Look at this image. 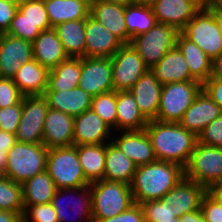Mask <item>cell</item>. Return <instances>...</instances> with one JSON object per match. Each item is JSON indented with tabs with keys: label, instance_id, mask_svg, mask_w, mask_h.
Wrapping results in <instances>:
<instances>
[{
	"label": "cell",
	"instance_id": "1",
	"mask_svg": "<svg viewBox=\"0 0 222 222\" xmlns=\"http://www.w3.org/2000/svg\"><path fill=\"white\" fill-rule=\"evenodd\" d=\"M157 160L187 165L197 137L179 123L150 120L144 128Z\"/></svg>",
	"mask_w": 222,
	"mask_h": 222
},
{
	"label": "cell",
	"instance_id": "2",
	"mask_svg": "<svg viewBox=\"0 0 222 222\" xmlns=\"http://www.w3.org/2000/svg\"><path fill=\"white\" fill-rule=\"evenodd\" d=\"M184 178L179 164L156 160L137 166L130 188L136 204L159 200Z\"/></svg>",
	"mask_w": 222,
	"mask_h": 222
},
{
	"label": "cell",
	"instance_id": "3",
	"mask_svg": "<svg viewBox=\"0 0 222 222\" xmlns=\"http://www.w3.org/2000/svg\"><path fill=\"white\" fill-rule=\"evenodd\" d=\"M89 187L93 220L117 216L135 204L129 184L102 179Z\"/></svg>",
	"mask_w": 222,
	"mask_h": 222
},
{
	"label": "cell",
	"instance_id": "4",
	"mask_svg": "<svg viewBox=\"0 0 222 222\" xmlns=\"http://www.w3.org/2000/svg\"><path fill=\"white\" fill-rule=\"evenodd\" d=\"M48 150L43 143L17 142L8 151L3 176L22 184L35 175L46 171Z\"/></svg>",
	"mask_w": 222,
	"mask_h": 222
},
{
	"label": "cell",
	"instance_id": "5",
	"mask_svg": "<svg viewBox=\"0 0 222 222\" xmlns=\"http://www.w3.org/2000/svg\"><path fill=\"white\" fill-rule=\"evenodd\" d=\"M46 171L55 182L57 189L80 188L91 184L81 168L74 145L50 148Z\"/></svg>",
	"mask_w": 222,
	"mask_h": 222
},
{
	"label": "cell",
	"instance_id": "6",
	"mask_svg": "<svg viewBox=\"0 0 222 222\" xmlns=\"http://www.w3.org/2000/svg\"><path fill=\"white\" fill-rule=\"evenodd\" d=\"M184 178L207 190L222 182V148L197 142L184 167Z\"/></svg>",
	"mask_w": 222,
	"mask_h": 222
},
{
	"label": "cell",
	"instance_id": "7",
	"mask_svg": "<svg viewBox=\"0 0 222 222\" xmlns=\"http://www.w3.org/2000/svg\"><path fill=\"white\" fill-rule=\"evenodd\" d=\"M202 91L199 81L173 82L163 85L157 121L179 123L186 110Z\"/></svg>",
	"mask_w": 222,
	"mask_h": 222
},
{
	"label": "cell",
	"instance_id": "8",
	"mask_svg": "<svg viewBox=\"0 0 222 222\" xmlns=\"http://www.w3.org/2000/svg\"><path fill=\"white\" fill-rule=\"evenodd\" d=\"M181 33L199 46L214 61L222 53V34L214 14L203 5Z\"/></svg>",
	"mask_w": 222,
	"mask_h": 222
},
{
	"label": "cell",
	"instance_id": "9",
	"mask_svg": "<svg viewBox=\"0 0 222 222\" xmlns=\"http://www.w3.org/2000/svg\"><path fill=\"white\" fill-rule=\"evenodd\" d=\"M178 33L172 26L156 23L148 32L132 38L130 44L139 53L144 64L151 69L176 46Z\"/></svg>",
	"mask_w": 222,
	"mask_h": 222
},
{
	"label": "cell",
	"instance_id": "10",
	"mask_svg": "<svg viewBox=\"0 0 222 222\" xmlns=\"http://www.w3.org/2000/svg\"><path fill=\"white\" fill-rule=\"evenodd\" d=\"M51 203L59 222H93L89 185L57 189Z\"/></svg>",
	"mask_w": 222,
	"mask_h": 222
},
{
	"label": "cell",
	"instance_id": "11",
	"mask_svg": "<svg viewBox=\"0 0 222 222\" xmlns=\"http://www.w3.org/2000/svg\"><path fill=\"white\" fill-rule=\"evenodd\" d=\"M114 91H129L149 70L131 44H123L111 57Z\"/></svg>",
	"mask_w": 222,
	"mask_h": 222
},
{
	"label": "cell",
	"instance_id": "12",
	"mask_svg": "<svg viewBox=\"0 0 222 222\" xmlns=\"http://www.w3.org/2000/svg\"><path fill=\"white\" fill-rule=\"evenodd\" d=\"M48 108L43 95L23 97L22 115L15 134L18 142L43 143L44 121Z\"/></svg>",
	"mask_w": 222,
	"mask_h": 222
},
{
	"label": "cell",
	"instance_id": "13",
	"mask_svg": "<svg viewBox=\"0 0 222 222\" xmlns=\"http://www.w3.org/2000/svg\"><path fill=\"white\" fill-rule=\"evenodd\" d=\"M111 58L81 57L78 86L92 97L114 91Z\"/></svg>",
	"mask_w": 222,
	"mask_h": 222
},
{
	"label": "cell",
	"instance_id": "14",
	"mask_svg": "<svg viewBox=\"0 0 222 222\" xmlns=\"http://www.w3.org/2000/svg\"><path fill=\"white\" fill-rule=\"evenodd\" d=\"M203 5L202 0H157L151 8L157 23L181 32Z\"/></svg>",
	"mask_w": 222,
	"mask_h": 222
},
{
	"label": "cell",
	"instance_id": "15",
	"mask_svg": "<svg viewBox=\"0 0 222 222\" xmlns=\"http://www.w3.org/2000/svg\"><path fill=\"white\" fill-rule=\"evenodd\" d=\"M33 59L31 42L2 33L0 39V77L12 79L21 65Z\"/></svg>",
	"mask_w": 222,
	"mask_h": 222
},
{
	"label": "cell",
	"instance_id": "16",
	"mask_svg": "<svg viewBox=\"0 0 222 222\" xmlns=\"http://www.w3.org/2000/svg\"><path fill=\"white\" fill-rule=\"evenodd\" d=\"M113 130L92 109L74 117L73 145L109 143Z\"/></svg>",
	"mask_w": 222,
	"mask_h": 222
},
{
	"label": "cell",
	"instance_id": "17",
	"mask_svg": "<svg viewBox=\"0 0 222 222\" xmlns=\"http://www.w3.org/2000/svg\"><path fill=\"white\" fill-rule=\"evenodd\" d=\"M118 133V135H116ZM112 142L137 166L156 161L154 150L145 129L113 132Z\"/></svg>",
	"mask_w": 222,
	"mask_h": 222
},
{
	"label": "cell",
	"instance_id": "18",
	"mask_svg": "<svg viewBox=\"0 0 222 222\" xmlns=\"http://www.w3.org/2000/svg\"><path fill=\"white\" fill-rule=\"evenodd\" d=\"M85 57L111 58L123 43L100 22L89 15L85 19Z\"/></svg>",
	"mask_w": 222,
	"mask_h": 222
},
{
	"label": "cell",
	"instance_id": "19",
	"mask_svg": "<svg viewBox=\"0 0 222 222\" xmlns=\"http://www.w3.org/2000/svg\"><path fill=\"white\" fill-rule=\"evenodd\" d=\"M206 192L207 189L202 185L183 178L162 199L168 202L169 208L179 218L186 213L199 210L202 198Z\"/></svg>",
	"mask_w": 222,
	"mask_h": 222
},
{
	"label": "cell",
	"instance_id": "20",
	"mask_svg": "<svg viewBox=\"0 0 222 222\" xmlns=\"http://www.w3.org/2000/svg\"><path fill=\"white\" fill-rule=\"evenodd\" d=\"M162 88L163 85L149 69L129 90L134 96L140 112L148 121L156 119Z\"/></svg>",
	"mask_w": 222,
	"mask_h": 222
},
{
	"label": "cell",
	"instance_id": "21",
	"mask_svg": "<svg viewBox=\"0 0 222 222\" xmlns=\"http://www.w3.org/2000/svg\"><path fill=\"white\" fill-rule=\"evenodd\" d=\"M90 15L123 44H130L132 39L125 22V6L106 0H95L90 3Z\"/></svg>",
	"mask_w": 222,
	"mask_h": 222
},
{
	"label": "cell",
	"instance_id": "22",
	"mask_svg": "<svg viewBox=\"0 0 222 222\" xmlns=\"http://www.w3.org/2000/svg\"><path fill=\"white\" fill-rule=\"evenodd\" d=\"M74 117L48 108L43 130V144L48 148L73 145Z\"/></svg>",
	"mask_w": 222,
	"mask_h": 222
},
{
	"label": "cell",
	"instance_id": "23",
	"mask_svg": "<svg viewBox=\"0 0 222 222\" xmlns=\"http://www.w3.org/2000/svg\"><path fill=\"white\" fill-rule=\"evenodd\" d=\"M221 114L220 107L202 90L186 110L179 124L197 137L210 122Z\"/></svg>",
	"mask_w": 222,
	"mask_h": 222
},
{
	"label": "cell",
	"instance_id": "24",
	"mask_svg": "<svg viewBox=\"0 0 222 222\" xmlns=\"http://www.w3.org/2000/svg\"><path fill=\"white\" fill-rule=\"evenodd\" d=\"M32 45L33 58L49 71L69 58L53 27L43 30Z\"/></svg>",
	"mask_w": 222,
	"mask_h": 222
},
{
	"label": "cell",
	"instance_id": "25",
	"mask_svg": "<svg viewBox=\"0 0 222 222\" xmlns=\"http://www.w3.org/2000/svg\"><path fill=\"white\" fill-rule=\"evenodd\" d=\"M48 107L76 117L91 109L92 96L79 86L71 90L45 91Z\"/></svg>",
	"mask_w": 222,
	"mask_h": 222
},
{
	"label": "cell",
	"instance_id": "26",
	"mask_svg": "<svg viewBox=\"0 0 222 222\" xmlns=\"http://www.w3.org/2000/svg\"><path fill=\"white\" fill-rule=\"evenodd\" d=\"M150 70L162 85L173 82L196 81L189 72L183 54L176 46L168 51Z\"/></svg>",
	"mask_w": 222,
	"mask_h": 222
},
{
	"label": "cell",
	"instance_id": "27",
	"mask_svg": "<svg viewBox=\"0 0 222 222\" xmlns=\"http://www.w3.org/2000/svg\"><path fill=\"white\" fill-rule=\"evenodd\" d=\"M176 47L183 54L189 72L196 81L203 84L212 76L213 61L199 46L187 39L181 32L177 35Z\"/></svg>",
	"mask_w": 222,
	"mask_h": 222
},
{
	"label": "cell",
	"instance_id": "28",
	"mask_svg": "<svg viewBox=\"0 0 222 222\" xmlns=\"http://www.w3.org/2000/svg\"><path fill=\"white\" fill-rule=\"evenodd\" d=\"M48 75L49 70L33 59L21 65L12 79L24 96L43 95Z\"/></svg>",
	"mask_w": 222,
	"mask_h": 222
},
{
	"label": "cell",
	"instance_id": "29",
	"mask_svg": "<svg viewBox=\"0 0 222 222\" xmlns=\"http://www.w3.org/2000/svg\"><path fill=\"white\" fill-rule=\"evenodd\" d=\"M116 106V132L139 131L143 130L148 124V120L140 112L130 91L116 92Z\"/></svg>",
	"mask_w": 222,
	"mask_h": 222
},
{
	"label": "cell",
	"instance_id": "30",
	"mask_svg": "<svg viewBox=\"0 0 222 222\" xmlns=\"http://www.w3.org/2000/svg\"><path fill=\"white\" fill-rule=\"evenodd\" d=\"M137 165L112 141L106 143L104 180L131 184Z\"/></svg>",
	"mask_w": 222,
	"mask_h": 222
},
{
	"label": "cell",
	"instance_id": "31",
	"mask_svg": "<svg viewBox=\"0 0 222 222\" xmlns=\"http://www.w3.org/2000/svg\"><path fill=\"white\" fill-rule=\"evenodd\" d=\"M51 27L72 20H84L90 15L87 0H44Z\"/></svg>",
	"mask_w": 222,
	"mask_h": 222
},
{
	"label": "cell",
	"instance_id": "32",
	"mask_svg": "<svg viewBox=\"0 0 222 222\" xmlns=\"http://www.w3.org/2000/svg\"><path fill=\"white\" fill-rule=\"evenodd\" d=\"M81 75V57H69L49 71L45 91L71 90L78 87Z\"/></svg>",
	"mask_w": 222,
	"mask_h": 222
},
{
	"label": "cell",
	"instance_id": "33",
	"mask_svg": "<svg viewBox=\"0 0 222 222\" xmlns=\"http://www.w3.org/2000/svg\"><path fill=\"white\" fill-rule=\"evenodd\" d=\"M53 28L69 57H85V19L62 22Z\"/></svg>",
	"mask_w": 222,
	"mask_h": 222
},
{
	"label": "cell",
	"instance_id": "34",
	"mask_svg": "<svg viewBox=\"0 0 222 222\" xmlns=\"http://www.w3.org/2000/svg\"><path fill=\"white\" fill-rule=\"evenodd\" d=\"M21 185L24 206L50 203L57 190L47 171L35 175Z\"/></svg>",
	"mask_w": 222,
	"mask_h": 222
},
{
	"label": "cell",
	"instance_id": "35",
	"mask_svg": "<svg viewBox=\"0 0 222 222\" xmlns=\"http://www.w3.org/2000/svg\"><path fill=\"white\" fill-rule=\"evenodd\" d=\"M77 149L81 168L91 183L104 179L106 143L95 145H74Z\"/></svg>",
	"mask_w": 222,
	"mask_h": 222
},
{
	"label": "cell",
	"instance_id": "36",
	"mask_svg": "<svg viewBox=\"0 0 222 222\" xmlns=\"http://www.w3.org/2000/svg\"><path fill=\"white\" fill-rule=\"evenodd\" d=\"M124 17L131 39L148 32L157 23L151 6L146 5L135 3L126 5Z\"/></svg>",
	"mask_w": 222,
	"mask_h": 222
},
{
	"label": "cell",
	"instance_id": "37",
	"mask_svg": "<svg viewBox=\"0 0 222 222\" xmlns=\"http://www.w3.org/2000/svg\"><path fill=\"white\" fill-rule=\"evenodd\" d=\"M0 210L17 212L21 216L24 212L21 183L5 176L0 178Z\"/></svg>",
	"mask_w": 222,
	"mask_h": 222
},
{
	"label": "cell",
	"instance_id": "38",
	"mask_svg": "<svg viewBox=\"0 0 222 222\" xmlns=\"http://www.w3.org/2000/svg\"><path fill=\"white\" fill-rule=\"evenodd\" d=\"M91 109L103 119L113 132H116V91L92 97Z\"/></svg>",
	"mask_w": 222,
	"mask_h": 222
},
{
	"label": "cell",
	"instance_id": "39",
	"mask_svg": "<svg viewBox=\"0 0 222 222\" xmlns=\"http://www.w3.org/2000/svg\"><path fill=\"white\" fill-rule=\"evenodd\" d=\"M18 10L41 31L52 28L48 20L44 0H22L18 5Z\"/></svg>",
	"mask_w": 222,
	"mask_h": 222
},
{
	"label": "cell",
	"instance_id": "40",
	"mask_svg": "<svg viewBox=\"0 0 222 222\" xmlns=\"http://www.w3.org/2000/svg\"><path fill=\"white\" fill-rule=\"evenodd\" d=\"M42 31L25 18L19 10L16 12L6 34L33 42Z\"/></svg>",
	"mask_w": 222,
	"mask_h": 222
},
{
	"label": "cell",
	"instance_id": "41",
	"mask_svg": "<svg viewBox=\"0 0 222 222\" xmlns=\"http://www.w3.org/2000/svg\"><path fill=\"white\" fill-rule=\"evenodd\" d=\"M142 208L145 222H158L172 220L175 213L168 206V202L162 198L159 200H149L139 204Z\"/></svg>",
	"mask_w": 222,
	"mask_h": 222
},
{
	"label": "cell",
	"instance_id": "42",
	"mask_svg": "<svg viewBox=\"0 0 222 222\" xmlns=\"http://www.w3.org/2000/svg\"><path fill=\"white\" fill-rule=\"evenodd\" d=\"M22 222H59L52 203L24 206Z\"/></svg>",
	"mask_w": 222,
	"mask_h": 222
},
{
	"label": "cell",
	"instance_id": "43",
	"mask_svg": "<svg viewBox=\"0 0 222 222\" xmlns=\"http://www.w3.org/2000/svg\"><path fill=\"white\" fill-rule=\"evenodd\" d=\"M22 115V101L18 104L0 108V130L16 134Z\"/></svg>",
	"mask_w": 222,
	"mask_h": 222
},
{
	"label": "cell",
	"instance_id": "44",
	"mask_svg": "<svg viewBox=\"0 0 222 222\" xmlns=\"http://www.w3.org/2000/svg\"><path fill=\"white\" fill-rule=\"evenodd\" d=\"M197 142L222 148V114L201 131Z\"/></svg>",
	"mask_w": 222,
	"mask_h": 222
},
{
	"label": "cell",
	"instance_id": "45",
	"mask_svg": "<svg viewBox=\"0 0 222 222\" xmlns=\"http://www.w3.org/2000/svg\"><path fill=\"white\" fill-rule=\"evenodd\" d=\"M23 97L13 79L0 77V108L18 104Z\"/></svg>",
	"mask_w": 222,
	"mask_h": 222
},
{
	"label": "cell",
	"instance_id": "46",
	"mask_svg": "<svg viewBox=\"0 0 222 222\" xmlns=\"http://www.w3.org/2000/svg\"><path fill=\"white\" fill-rule=\"evenodd\" d=\"M200 209L206 222H222V204L208 192L202 198Z\"/></svg>",
	"mask_w": 222,
	"mask_h": 222
},
{
	"label": "cell",
	"instance_id": "47",
	"mask_svg": "<svg viewBox=\"0 0 222 222\" xmlns=\"http://www.w3.org/2000/svg\"><path fill=\"white\" fill-rule=\"evenodd\" d=\"M93 222H145V218L141 206L135 203L117 216L93 220Z\"/></svg>",
	"mask_w": 222,
	"mask_h": 222
},
{
	"label": "cell",
	"instance_id": "48",
	"mask_svg": "<svg viewBox=\"0 0 222 222\" xmlns=\"http://www.w3.org/2000/svg\"><path fill=\"white\" fill-rule=\"evenodd\" d=\"M202 90L220 107L222 113V80L211 76L202 84Z\"/></svg>",
	"mask_w": 222,
	"mask_h": 222
},
{
	"label": "cell",
	"instance_id": "49",
	"mask_svg": "<svg viewBox=\"0 0 222 222\" xmlns=\"http://www.w3.org/2000/svg\"><path fill=\"white\" fill-rule=\"evenodd\" d=\"M17 11V4H10L0 0V33L8 31Z\"/></svg>",
	"mask_w": 222,
	"mask_h": 222
},
{
	"label": "cell",
	"instance_id": "50",
	"mask_svg": "<svg viewBox=\"0 0 222 222\" xmlns=\"http://www.w3.org/2000/svg\"><path fill=\"white\" fill-rule=\"evenodd\" d=\"M17 142L15 134L0 130V151H9Z\"/></svg>",
	"mask_w": 222,
	"mask_h": 222
},
{
	"label": "cell",
	"instance_id": "51",
	"mask_svg": "<svg viewBox=\"0 0 222 222\" xmlns=\"http://www.w3.org/2000/svg\"><path fill=\"white\" fill-rule=\"evenodd\" d=\"M179 218L181 222H206L205 217L201 212V209L186 213Z\"/></svg>",
	"mask_w": 222,
	"mask_h": 222
},
{
	"label": "cell",
	"instance_id": "52",
	"mask_svg": "<svg viewBox=\"0 0 222 222\" xmlns=\"http://www.w3.org/2000/svg\"><path fill=\"white\" fill-rule=\"evenodd\" d=\"M0 222H22V216L17 212L0 210Z\"/></svg>",
	"mask_w": 222,
	"mask_h": 222
},
{
	"label": "cell",
	"instance_id": "53",
	"mask_svg": "<svg viewBox=\"0 0 222 222\" xmlns=\"http://www.w3.org/2000/svg\"><path fill=\"white\" fill-rule=\"evenodd\" d=\"M215 16L217 26L222 34V8L218 4H204Z\"/></svg>",
	"mask_w": 222,
	"mask_h": 222
},
{
	"label": "cell",
	"instance_id": "54",
	"mask_svg": "<svg viewBox=\"0 0 222 222\" xmlns=\"http://www.w3.org/2000/svg\"><path fill=\"white\" fill-rule=\"evenodd\" d=\"M212 77L222 80V53L212 63Z\"/></svg>",
	"mask_w": 222,
	"mask_h": 222
},
{
	"label": "cell",
	"instance_id": "55",
	"mask_svg": "<svg viewBox=\"0 0 222 222\" xmlns=\"http://www.w3.org/2000/svg\"><path fill=\"white\" fill-rule=\"evenodd\" d=\"M207 192L222 204V182L212 185Z\"/></svg>",
	"mask_w": 222,
	"mask_h": 222
},
{
	"label": "cell",
	"instance_id": "56",
	"mask_svg": "<svg viewBox=\"0 0 222 222\" xmlns=\"http://www.w3.org/2000/svg\"><path fill=\"white\" fill-rule=\"evenodd\" d=\"M8 151H0V172L5 173Z\"/></svg>",
	"mask_w": 222,
	"mask_h": 222
},
{
	"label": "cell",
	"instance_id": "57",
	"mask_svg": "<svg viewBox=\"0 0 222 222\" xmlns=\"http://www.w3.org/2000/svg\"><path fill=\"white\" fill-rule=\"evenodd\" d=\"M157 0H134L135 4L152 6Z\"/></svg>",
	"mask_w": 222,
	"mask_h": 222
},
{
	"label": "cell",
	"instance_id": "58",
	"mask_svg": "<svg viewBox=\"0 0 222 222\" xmlns=\"http://www.w3.org/2000/svg\"><path fill=\"white\" fill-rule=\"evenodd\" d=\"M106 1L113 2V3H116V4H120V5H123V6L130 5V4L134 3V0H106Z\"/></svg>",
	"mask_w": 222,
	"mask_h": 222
},
{
	"label": "cell",
	"instance_id": "59",
	"mask_svg": "<svg viewBox=\"0 0 222 222\" xmlns=\"http://www.w3.org/2000/svg\"><path fill=\"white\" fill-rule=\"evenodd\" d=\"M221 0H205L204 4H218Z\"/></svg>",
	"mask_w": 222,
	"mask_h": 222
},
{
	"label": "cell",
	"instance_id": "60",
	"mask_svg": "<svg viewBox=\"0 0 222 222\" xmlns=\"http://www.w3.org/2000/svg\"><path fill=\"white\" fill-rule=\"evenodd\" d=\"M4 2H7V3H10V4H17L19 5V3L22 1V0H2Z\"/></svg>",
	"mask_w": 222,
	"mask_h": 222
},
{
	"label": "cell",
	"instance_id": "61",
	"mask_svg": "<svg viewBox=\"0 0 222 222\" xmlns=\"http://www.w3.org/2000/svg\"><path fill=\"white\" fill-rule=\"evenodd\" d=\"M158 222H181L180 218L175 217L172 220H166V221H158Z\"/></svg>",
	"mask_w": 222,
	"mask_h": 222
},
{
	"label": "cell",
	"instance_id": "62",
	"mask_svg": "<svg viewBox=\"0 0 222 222\" xmlns=\"http://www.w3.org/2000/svg\"><path fill=\"white\" fill-rule=\"evenodd\" d=\"M218 5L222 8V0L218 3Z\"/></svg>",
	"mask_w": 222,
	"mask_h": 222
}]
</instances>
